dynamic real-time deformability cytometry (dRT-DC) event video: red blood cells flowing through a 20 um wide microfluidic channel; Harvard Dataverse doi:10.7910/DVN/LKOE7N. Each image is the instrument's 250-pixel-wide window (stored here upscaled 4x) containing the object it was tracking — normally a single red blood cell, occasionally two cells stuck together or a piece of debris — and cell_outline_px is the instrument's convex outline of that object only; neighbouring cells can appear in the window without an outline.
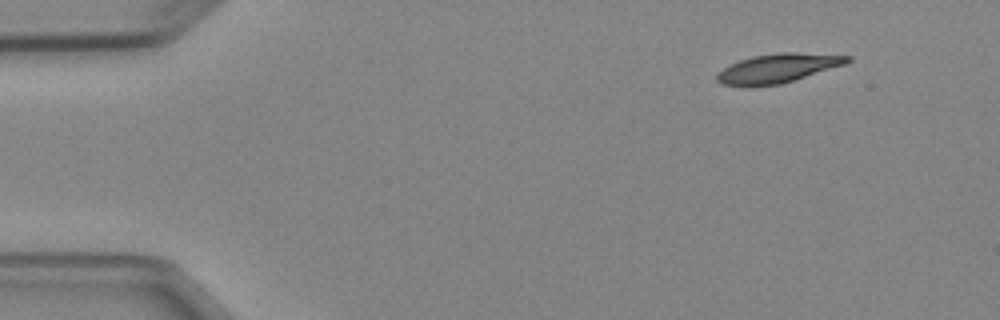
{"species": "Egyptian fruit bat (a non-hibernating species)", "species_latin": "Rousettus aegyptiacus", "temperature_condition": "cold", "stored_images_in_passage": 4, "camera_frame_rate_fps": 3000, "um_per_image_px": 0.085, "animal": {"sex": "female"}, "frame": {"image": 1, "passage_image": 1, "time_ms": 0.0, "image_size_px": [1000, 320], "cell_outline_px": [[852, 60], [844, 64], [780, 84], [748, 88], [744, 88], [720, 84], [716, 80], [716, 72], [740, 60], [752, 56], [780, 52], [796, 52], [852, 56]], "centroid_in_image_um": [66.03, 5.82], "position_along_channel_um": 19.0, "area_um2": 22.25}}
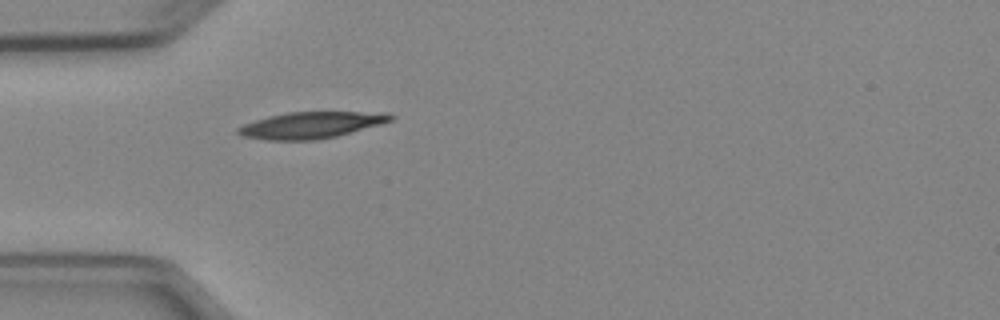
{"frame": {"image": 2, "passage_image": 4, "time_ms": 3.333, "image_size_px": [1000, 320], "cell_outline_px": [[396, 116], [392, 120], [380, 124], [336, 136], [316, 140], [264, 140], [244, 136], [236, 132], [236, 128], [244, 124], [268, 116], [288, 112], [388, 112]], "centroid_in_image_um": [26.45, 10.63], "position_along_channel_um": 58.6, "area_um2": 23.47}}